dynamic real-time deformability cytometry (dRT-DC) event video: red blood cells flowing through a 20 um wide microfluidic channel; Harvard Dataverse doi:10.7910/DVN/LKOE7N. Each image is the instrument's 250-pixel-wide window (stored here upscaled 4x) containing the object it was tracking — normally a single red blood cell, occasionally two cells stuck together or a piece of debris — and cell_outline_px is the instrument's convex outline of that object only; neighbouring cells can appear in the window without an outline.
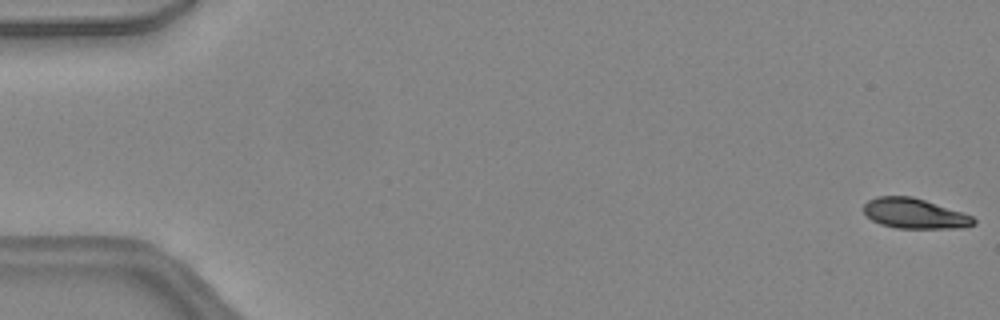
{"species": "common noctule bat (a hibernating species)", "species_latin": "Nyctalus noctula", "temperature_condition": "warm", "stored_images_in_passage": 46, "camera_frame_rate_fps": 3000, "um_per_image_px": 0.085, "animal": {"sex": "female", "body_mass_g": 24.6, "forearm_length_mm": 56.2}, "frame": {"image": 1, "passage_image": 1, "time_ms": 0.0, "image_size_px": [1000, 320], "cell_outline_px": [[976, 224], [964, 228], [896, 228], [880, 224], [872, 220], [864, 212], [864, 204], [868, 200], [876, 196], [912, 196], [972, 216], [976, 220]], "centroid_in_image_um": [77.73, 18.15], "position_along_channel_um": 7.3, "area_um2": 19.19}}
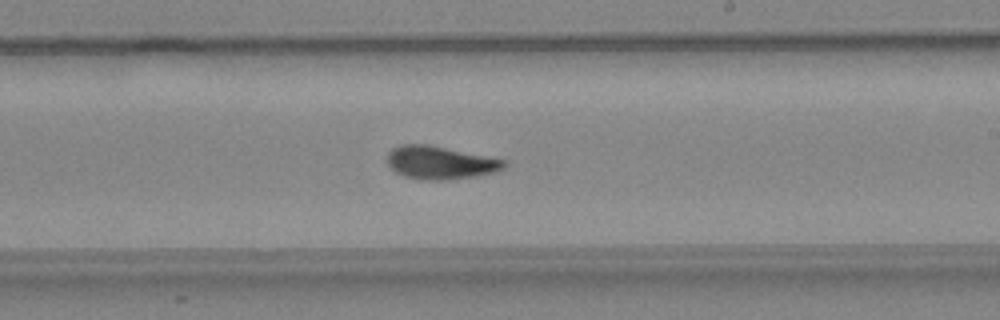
{"frame": {"image": 2, "passage_image": 28, "time_ms": 9.0, "image_size_px": [1000, 320], "cell_outline_px": [[508, 164], [504, 168], [492, 172], [476, 176], [444, 180], [428, 180], [404, 176], [396, 172], [388, 164], [388, 152], [392, 148], [400, 144], [428, 144], [504, 160]], "centroid_in_image_um": [37.39, 13.82], "position_along_channel_um": 251.6, "area_um2": 22.2}}
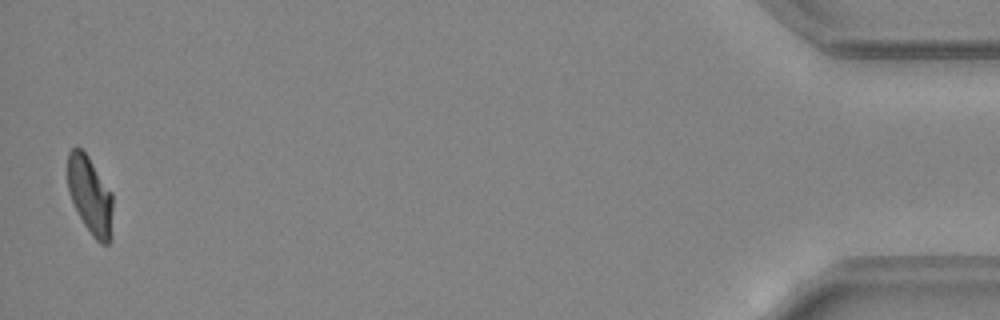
{"frame": {"image": 3, "passage_image": 46, "time_ms": 15.0, "image_size_px": [1000, 320], "cell_outline_px": [[112, 236], [108, 244], [100, 244], [92, 236], [84, 224], [68, 192], [68, 152], [76, 144], [88, 156], [112, 192]], "centroid_in_image_um": [7.67, 16.61], "position_along_channel_um": 427.5, "area_um2": 20.52}, "authors_computed_cell_mechanics": {"area_um2": 21.7039, "velocity_mm_per_s": 4.4734, "shape_relaxation_time_tau1_ms": 5.0906, "shape_relaxation_time_tau2_ms": 2.8923, "deformation_change_tau1": 0.1813, "deformation_change_tau2": 0.072}}